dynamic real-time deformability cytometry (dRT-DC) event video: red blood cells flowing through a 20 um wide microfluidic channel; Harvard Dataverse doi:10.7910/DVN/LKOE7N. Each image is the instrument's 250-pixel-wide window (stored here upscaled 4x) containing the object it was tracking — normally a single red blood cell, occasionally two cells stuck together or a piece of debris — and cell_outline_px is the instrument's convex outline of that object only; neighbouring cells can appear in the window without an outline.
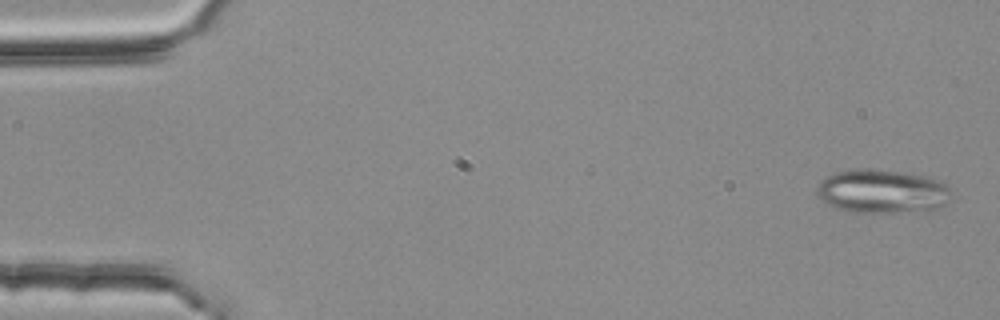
{"species": "common noctule bat (a hibernating species)", "species_latin": "Nyctalus noctula", "temperature_condition": "room temperature", "stored_images_in_passage": 3, "camera_frame_rate_fps": 3000, "um_per_image_px": 0.085, "animal": {"sex": "female", "body_mass_g": 25.1}, "frame": {"image": 1, "passage_image": 3, "time_ms": 0.667, "image_size_px": [1000, 320], "cell_outline_px": [[952, 192], [948, 200], [940, 208], [892, 212], [852, 212], [836, 208], [824, 204], [816, 192], [816, 188], [820, 180], [832, 172], [864, 168], [868, 168], [900, 172], [924, 176], [936, 180], [944, 184]], "centroid_in_image_um": [74.9, 16.26], "position_along_channel_um": 10.1, "area_um2": 34.1}}